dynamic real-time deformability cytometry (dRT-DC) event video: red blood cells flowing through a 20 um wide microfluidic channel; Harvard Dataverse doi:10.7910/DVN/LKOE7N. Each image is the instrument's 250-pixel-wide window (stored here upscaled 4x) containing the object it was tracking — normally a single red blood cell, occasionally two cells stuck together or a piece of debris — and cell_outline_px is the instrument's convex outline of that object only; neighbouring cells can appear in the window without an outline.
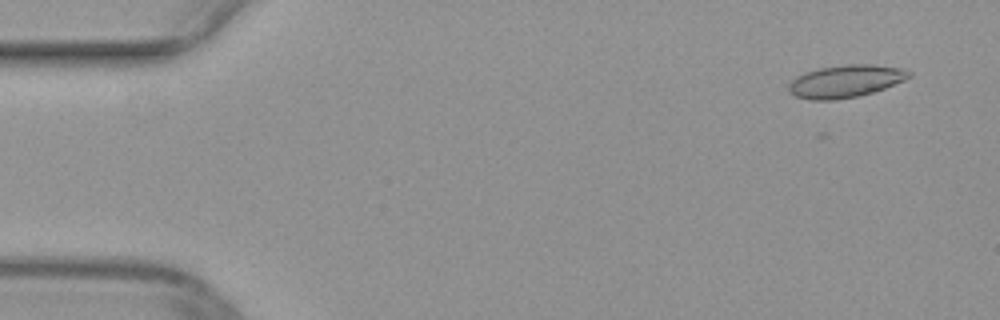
{"species": "common noctule bat (a hibernating species)", "species_latin": "Nyctalus noctula", "temperature_condition": "warm", "stored_images_in_passage": 49, "camera_frame_rate_fps": 3000, "um_per_image_px": 0.085, "animal": {"sex": "female", "body_mass_g": 29.2, "forearm_length_mm": 56.3}, "frame": {"image": 1, "passage_image": 2, "time_ms": 0.333, "image_size_px": [1000, 320], "cell_outline_px": [[912, 76], [904, 80], [884, 88], [872, 92], [856, 96], [836, 100], [808, 100], [796, 96], [788, 92], [788, 84], [796, 76], [804, 72], [820, 68], [848, 64], [872, 64], [904, 68], [912, 72]], "centroid_in_image_um": [71.86, 6.9], "position_along_channel_um": 13.1, "area_um2": 22.89}}
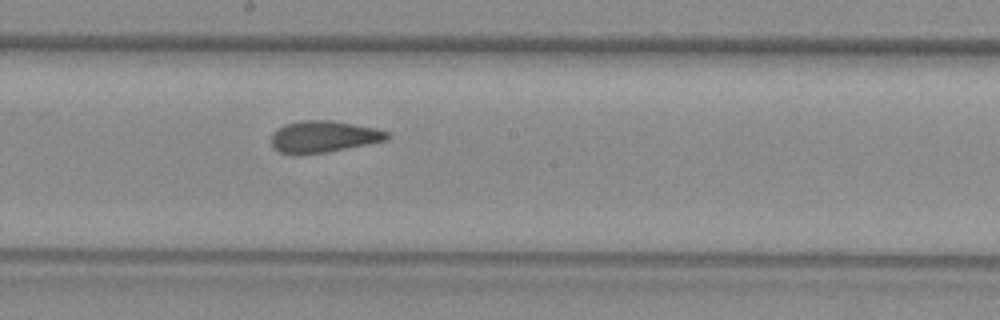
{"frame": {"image": 2, "passage_image": 26, "time_ms": 8.333, "image_size_px": [1000, 320], "cell_outline_px": [[388, 140], [328, 152], [280, 152], [272, 148], [272, 132], [284, 124], [304, 120], [332, 120], [376, 128], [388, 132]], "centroid_in_image_um": [27.53, 11.58], "position_along_channel_um": 220.7, "area_um2": 20.98}}
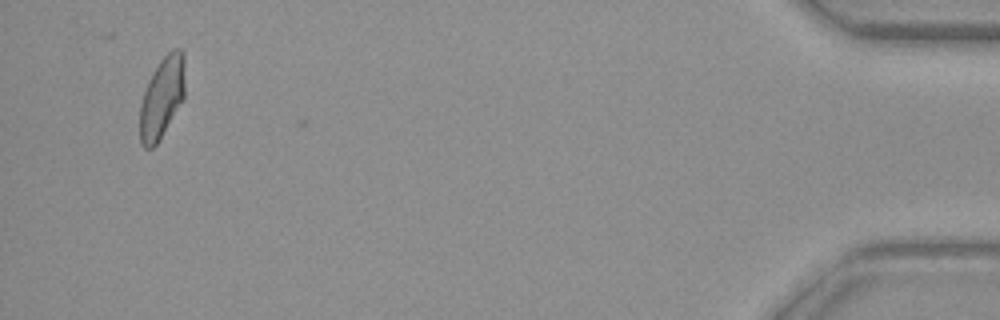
{"frame": {"image": 3, "passage_image": 47, "time_ms": 15.333, "image_size_px": [1000, 320], "cell_outline_px": [[184, 96], [156, 144], [152, 148], [144, 148], [140, 144], [140, 104], [148, 80], [152, 72], [160, 60], [172, 48], [180, 48], [184, 52]], "centroid_in_image_um": [13.75, 8.24], "position_along_channel_um": 421.5, "area_um2": 21.04}}